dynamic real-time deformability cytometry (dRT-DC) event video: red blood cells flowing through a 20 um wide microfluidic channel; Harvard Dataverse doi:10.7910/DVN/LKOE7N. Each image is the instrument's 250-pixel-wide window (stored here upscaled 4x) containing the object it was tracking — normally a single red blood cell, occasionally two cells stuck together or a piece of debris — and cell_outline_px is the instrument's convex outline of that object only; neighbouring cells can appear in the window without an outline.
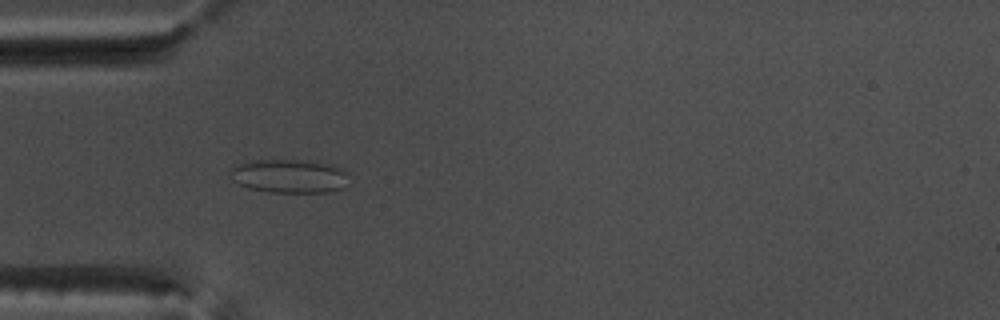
{"species": "common noctule bat (a hibernating species)", "species_latin": "Nyctalus noctula", "temperature_condition": "warm", "stored_images_in_passage": 50, "camera_frame_rate_fps": 3000, "um_per_image_px": 0.085, "animal": {"sex": "male", "body_mass_g": 17.5, "forearm_length_mm": 52.3}, "frame": {"image": 1, "passage_image": 13, "time_ms": 4.0, "image_size_px": [1000, 320], "cell_outline_px": [[344, 172], [340, 188], [328, 192], [268, 192], [248, 188], [232, 180], [228, 176], [228, 172], [236, 164], [248, 160], [316, 160], [332, 164], [340, 168]], "centroid_in_image_um": [24.45, 14.94], "position_along_channel_um": 60.6, "area_um2": 23.18}}
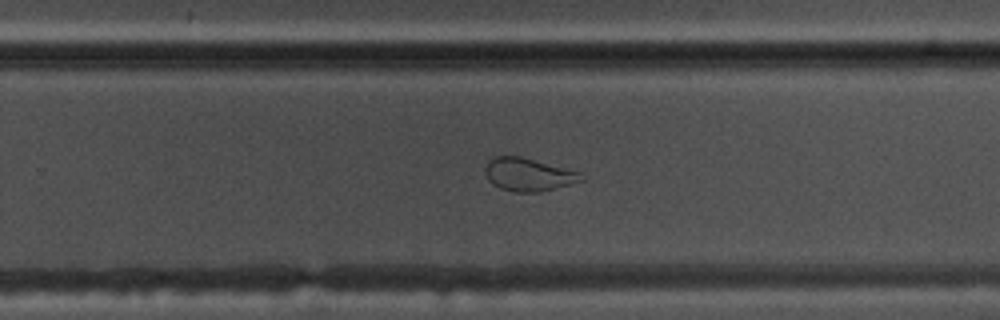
{"frame": {"image": 2, "passage_image": 31, "time_ms": 10.0, "image_size_px": [1000, 320], "cell_outline_px": [[584, 180], [556, 188], [540, 192], [512, 192], [500, 188], [492, 184], [488, 180], [484, 172], [484, 168], [488, 160], [496, 156], [520, 156], [580, 172]], "centroid_in_image_um": [44.87, 14.84], "position_along_channel_um": 284.9, "area_um2": 18.5}}
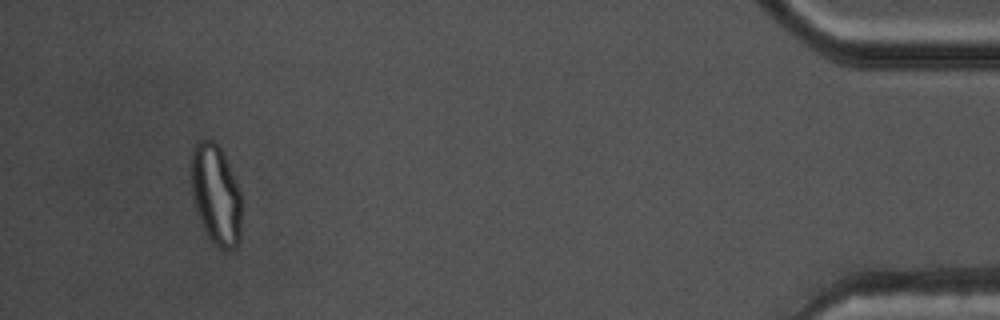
{"frame": {"image": 3, "passage_image": 47, "time_ms": 15.333, "image_size_px": [1000, 320], "cell_outline_px": [[240, 236], [236, 248], [220, 248], [208, 236], [204, 228], [196, 208], [192, 192], [192, 148], [200, 140], [212, 140], [220, 148], [224, 156], [240, 192]], "centroid_in_image_um": [18.35, 16.54], "position_along_channel_um": 416.9, "area_um2": 28.44}}